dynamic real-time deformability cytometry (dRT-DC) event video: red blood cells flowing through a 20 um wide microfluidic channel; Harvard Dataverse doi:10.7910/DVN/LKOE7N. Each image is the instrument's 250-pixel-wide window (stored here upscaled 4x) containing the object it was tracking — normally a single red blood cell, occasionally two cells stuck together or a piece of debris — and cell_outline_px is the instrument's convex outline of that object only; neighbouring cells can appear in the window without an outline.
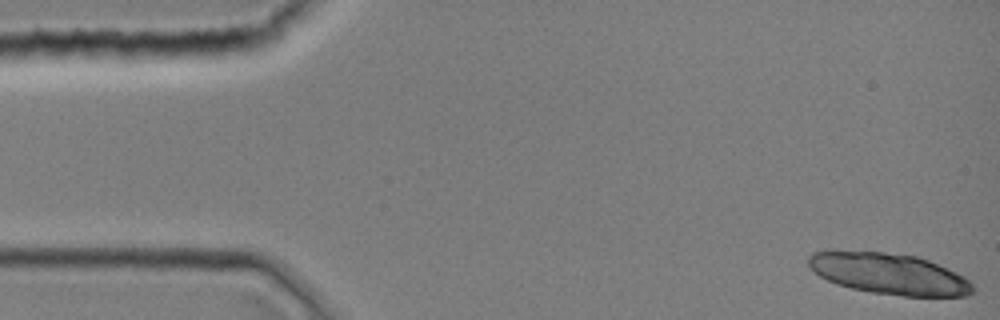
{"species": "common noctule bat (a hibernating species)", "species_latin": "Nyctalus noctula", "temperature_condition": "room temperature", "stored_images_in_passage": 11, "camera_frame_rate_fps": 3000, "um_per_image_px": 0.085, "animal": {"sex": "female", "body_mass_g": 19.0, "forearm_length_mm": 51.5}, "frame": {"image": 1, "passage_image": 1, "time_ms": 0.0, "image_size_px": [1000, 320], "cell_outline_px": [[972, 292], [968, 296], [904, 296], [872, 292], [852, 288], [836, 284], [820, 276], [808, 264], [808, 256], [812, 252], [884, 252], [916, 256], [928, 260], [956, 272], [964, 276], [972, 284]], "centroid_in_image_um": [75.6, 23.28], "position_along_channel_um": 9.4, "area_um2": 38.73}}